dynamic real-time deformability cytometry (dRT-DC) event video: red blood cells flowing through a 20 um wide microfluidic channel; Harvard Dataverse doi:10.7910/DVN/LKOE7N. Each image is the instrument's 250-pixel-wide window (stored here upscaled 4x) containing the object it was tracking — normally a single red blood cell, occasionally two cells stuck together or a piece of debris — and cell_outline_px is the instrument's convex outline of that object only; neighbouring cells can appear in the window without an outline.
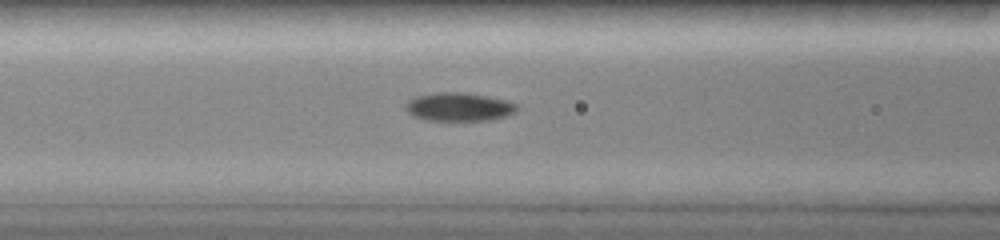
{"species": "common noctule bat (a hibernating species)", "species_latin": "Nyctalus noctula", "temperature_condition": "room temperature", "stored_images_in_passage": 10, "camera_frame_rate_fps": 3000, "um_per_image_px": 0.085, "animal": {"sex": "female", "body_mass_g": 19.0, "forearm_length_mm": 51.5}, "frame": {"image": 1, "passage_image": 4, "time_ms": 1.333, "image_size_px": [1000, 240], "cell_outline_px": [[520, 108], [516, 112], [508, 116], [492, 120], [424, 120], [412, 116], [404, 108], [404, 104], [408, 100], [416, 96], [440, 92], [460, 92], [484, 96], [504, 100], [516, 104]], "centroid_in_image_um": [38.99, 9.1], "position_along_channel_um": 127.6, "area_um2": 18.5}}